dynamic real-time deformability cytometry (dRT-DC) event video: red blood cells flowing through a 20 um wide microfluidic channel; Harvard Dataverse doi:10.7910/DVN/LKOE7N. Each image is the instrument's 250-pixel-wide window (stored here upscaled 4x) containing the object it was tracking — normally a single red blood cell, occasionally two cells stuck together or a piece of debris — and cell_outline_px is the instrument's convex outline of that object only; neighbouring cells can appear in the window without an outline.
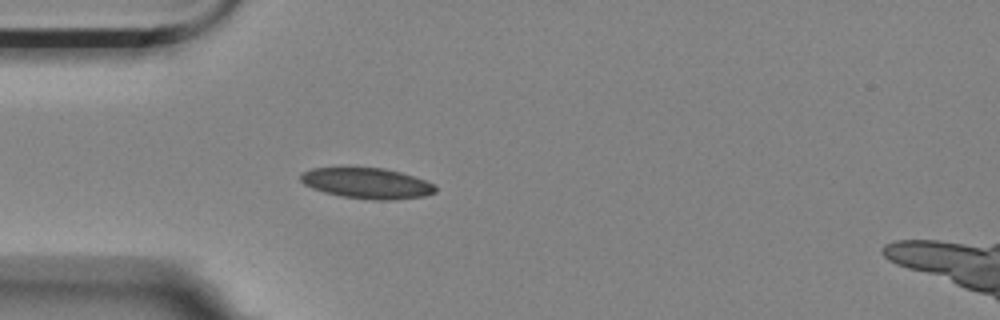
{"species": "Egyptian fruit bat (a non-hibernating species)", "species_latin": "Rousettus aegyptiacus", "temperature_condition": "room temperature", "stored_images_in_passage": 1, "camera_frame_rate_fps": 3000, "um_per_image_px": 0.085, "animal": {"sex": "female"}, "frame": {"image": 1, "passage_image": 1, "time_ms": 0.0, "image_size_px": [1000, 320], "cell_outline_px": [[436, 192], [424, 196], [392, 200], [372, 200], [340, 196], [324, 192], [312, 188], [304, 184], [300, 180], [300, 172], [312, 168], [384, 168], [400, 172], [424, 180], [432, 184], [436, 188]], "centroid_in_image_um": [31.16, 15.58], "position_along_channel_um": 53.8, "area_um2": 23.99}}